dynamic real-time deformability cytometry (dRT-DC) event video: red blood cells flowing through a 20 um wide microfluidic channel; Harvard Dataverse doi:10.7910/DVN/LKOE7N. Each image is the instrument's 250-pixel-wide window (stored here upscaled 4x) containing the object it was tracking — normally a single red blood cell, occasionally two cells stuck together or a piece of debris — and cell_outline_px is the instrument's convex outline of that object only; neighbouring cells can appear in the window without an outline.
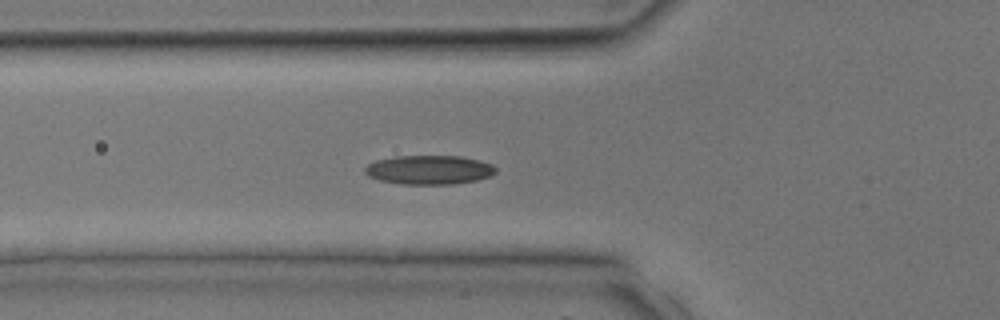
{"species": "common noctule bat (a hibernating species)", "species_latin": "Nyctalus noctula", "temperature_condition": "room temperature", "stored_images_in_passage": 23, "camera_frame_rate_fps": 3000, "um_per_image_px": 0.085, "animal": {"sex": "male", "body_mass_g": 17.9, "forearm_length_mm": 54.2}, "frame": {"image": 1, "passage_image": 2, "time_ms": 0.333, "image_size_px": [1000, 320], "cell_outline_px": [[496, 172], [488, 176], [476, 180], [452, 184], [404, 184], [380, 180], [368, 176], [364, 172], [364, 168], [368, 164], [376, 160], [396, 156], [464, 156], [480, 160], [492, 164], [496, 168]], "centroid_in_image_um": [36.47, 14.42], "position_along_channel_um": 89.3, "area_um2": 22.14}}
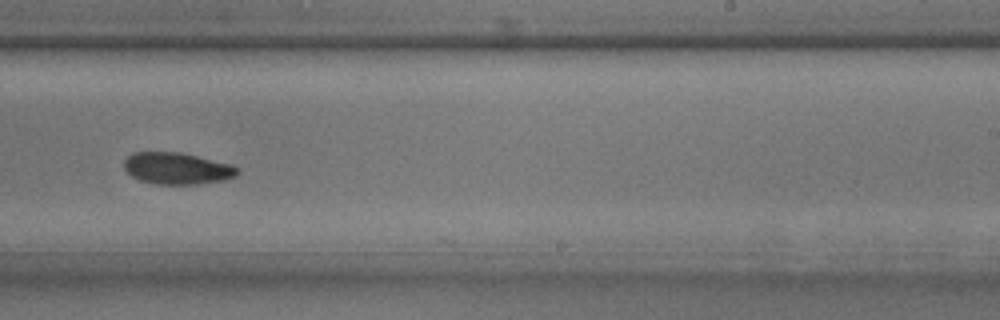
{"frame": {"image": 2, "passage_image": 11, "time_ms": 3.333, "image_size_px": [1000, 320], "cell_outline_px": [[240, 172], [236, 176], [224, 180], [196, 184], [156, 184], [140, 180], [132, 176], [124, 168], [124, 160], [132, 152], [180, 152], [228, 164], [236, 168]], "centroid_in_image_um": [15.01, 14.31], "position_along_channel_um": 274.0, "area_um2": 20.69}}
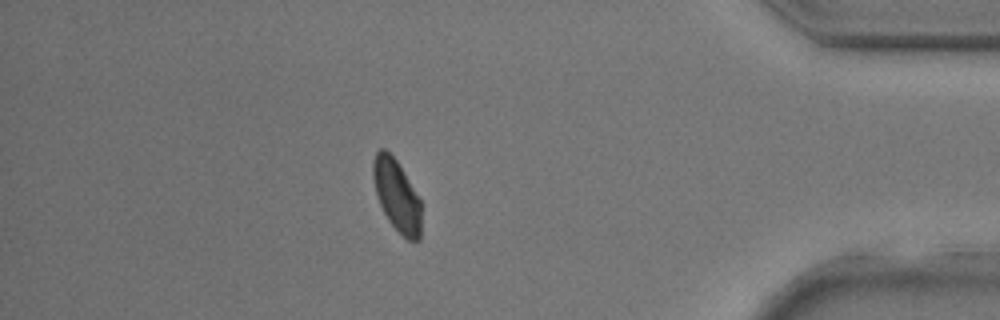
{"frame": {"image": 3, "passage_image": 19, "time_ms": 6.0, "image_size_px": [1000, 320], "cell_outline_px": [[420, 240], [408, 240], [388, 220], [380, 204], [376, 192], [372, 176], [372, 160], [376, 152], [380, 148], [384, 148], [396, 160], [420, 200]], "centroid_in_image_um": [33.69, 16.59], "position_along_channel_um": 401.5, "area_um2": 19.65}}